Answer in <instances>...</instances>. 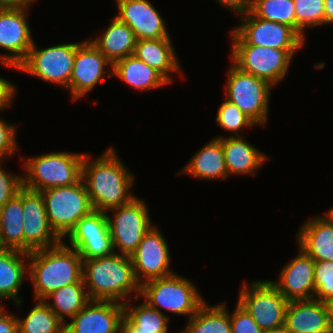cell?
Wrapping results in <instances>:
<instances>
[{"label":"cell","instance_id":"1","mask_svg":"<svg viewBox=\"0 0 333 333\" xmlns=\"http://www.w3.org/2000/svg\"><path fill=\"white\" fill-rule=\"evenodd\" d=\"M115 151L113 147L107 148L94 159L85 153L83 159L82 180L96 211L107 212L128 204L137 197L131 192L134 174L127 169Z\"/></svg>","mask_w":333,"mask_h":333},{"label":"cell","instance_id":"2","mask_svg":"<svg viewBox=\"0 0 333 333\" xmlns=\"http://www.w3.org/2000/svg\"><path fill=\"white\" fill-rule=\"evenodd\" d=\"M36 301L44 300L55 290L83 280V259L65 241L28 253V276Z\"/></svg>","mask_w":333,"mask_h":333},{"label":"cell","instance_id":"3","mask_svg":"<svg viewBox=\"0 0 333 333\" xmlns=\"http://www.w3.org/2000/svg\"><path fill=\"white\" fill-rule=\"evenodd\" d=\"M83 280L90 300L124 304L133 298L140 299V284L130 256L113 253L83 260Z\"/></svg>","mask_w":333,"mask_h":333},{"label":"cell","instance_id":"4","mask_svg":"<svg viewBox=\"0 0 333 333\" xmlns=\"http://www.w3.org/2000/svg\"><path fill=\"white\" fill-rule=\"evenodd\" d=\"M85 153L69 151L44 153L23 158V186L35 191L69 186L82 178Z\"/></svg>","mask_w":333,"mask_h":333},{"label":"cell","instance_id":"5","mask_svg":"<svg viewBox=\"0 0 333 333\" xmlns=\"http://www.w3.org/2000/svg\"><path fill=\"white\" fill-rule=\"evenodd\" d=\"M198 290L190 279L173 273L142 284L139 297L160 312L164 309L189 320L206 301Z\"/></svg>","mask_w":333,"mask_h":333},{"label":"cell","instance_id":"6","mask_svg":"<svg viewBox=\"0 0 333 333\" xmlns=\"http://www.w3.org/2000/svg\"><path fill=\"white\" fill-rule=\"evenodd\" d=\"M41 194L49 224L63 241L77 222L94 210L82 178L73 185L53 187Z\"/></svg>","mask_w":333,"mask_h":333},{"label":"cell","instance_id":"7","mask_svg":"<svg viewBox=\"0 0 333 333\" xmlns=\"http://www.w3.org/2000/svg\"><path fill=\"white\" fill-rule=\"evenodd\" d=\"M227 75L225 99L235 104L257 126H266L273 86L266 80L240 70L233 63Z\"/></svg>","mask_w":333,"mask_h":333},{"label":"cell","instance_id":"8","mask_svg":"<svg viewBox=\"0 0 333 333\" xmlns=\"http://www.w3.org/2000/svg\"><path fill=\"white\" fill-rule=\"evenodd\" d=\"M238 296L237 302L262 330L267 332L284 328L289 301L270 280L256 279L251 283L244 280Z\"/></svg>","mask_w":333,"mask_h":333},{"label":"cell","instance_id":"9","mask_svg":"<svg viewBox=\"0 0 333 333\" xmlns=\"http://www.w3.org/2000/svg\"><path fill=\"white\" fill-rule=\"evenodd\" d=\"M239 18V25L230 31L231 45H256L279 50H301L305 46L306 40L291 26L261 19L250 11Z\"/></svg>","mask_w":333,"mask_h":333},{"label":"cell","instance_id":"10","mask_svg":"<svg viewBox=\"0 0 333 333\" xmlns=\"http://www.w3.org/2000/svg\"><path fill=\"white\" fill-rule=\"evenodd\" d=\"M82 42H65L44 49L33 42L27 58L19 65V71L69 92L76 49Z\"/></svg>","mask_w":333,"mask_h":333},{"label":"cell","instance_id":"11","mask_svg":"<svg viewBox=\"0 0 333 333\" xmlns=\"http://www.w3.org/2000/svg\"><path fill=\"white\" fill-rule=\"evenodd\" d=\"M230 63L240 70L266 80L273 87L285 80L299 50H279L256 45H231Z\"/></svg>","mask_w":333,"mask_h":333},{"label":"cell","instance_id":"12","mask_svg":"<svg viewBox=\"0 0 333 333\" xmlns=\"http://www.w3.org/2000/svg\"><path fill=\"white\" fill-rule=\"evenodd\" d=\"M109 212H112L111 216ZM114 253L130 256L153 226L147 204L135 197L106 212ZM119 251V252H117Z\"/></svg>","mask_w":333,"mask_h":333},{"label":"cell","instance_id":"13","mask_svg":"<svg viewBox=\"0 0 333 333\" xmlns=\"http://www.w3.org/2000/svg\"><path fill=\"white\" fill-rule=\"evenodd\" d=\"M28 8L0 6V65L19 71L34 39L28 22Z\"/></svg>","mask_w":333,"mask_h":333},{"label":"cell","instance_id":"14","mask_svg":"<svg viewBox=\"0 0 333 333\" xmlns=\"http://www.w3.org/2000/svg\"><path fill=\"white\" fill-rule=\"evenodd\" d=\"M106 68V69H105ZM109 69V70H108ZM109 71L108 74H106ZM112 78V63L87 38L76 49L72 75L70 78V97L72 101L82 100L99 82Z\"/></svg>","mask_w":333,"mask_h":333},{"label":"cell","instance_id":"15","mask_svg":"<svg viewBox=\"0 0 333 333\" xmlns=\"http://www.w3.org/2000/svg\"><path fill=\"white\" fill-rule=\"evenodd\" d=\"M169 244L157 225L144 235L130 255L136 280L140 284L175 273L171 265Z\"/></svg>","mask_w":333,"mask_h":333},{"label":"cell","instance_id":"16","mask_svg":"<svg viewBox=\"0 0 333 333\" xmlns=\"http://www.w3.org/2000/svg\"><path fill=\"white\" fill-rule=\"evenodd\" d=\"M83 260L107 257L114 253L106 212L93 210L82 217L67 236Z\"/></svg>","mask_w":333,"mask_h":333},{"label":"cell","instance_id":"17","mask_svg":"<svg viewBox=\"0 0 333 333\" xmlns=\"http://www.w3.org/2000/svg\"><path fill=\"white\" fill-rule=\"evenodd\" d=\"M24 252L53 247L62 240L52 230L41 191L22 186Z\"/></svg>","mask_w":333,"mask_h":333},{"label":"cell","instance_id":"18","mask_svg":"<svg viewBox=\"0 0 333 333\" xmlns=\"http://www.w3.org/2000/svg\"><path fill=\"white\" fill-rule=\"evenodd\" d=\"M123 317V303L90 300L65 324V333H120Z\"/></svg>","mask_w":333,"mask_h":333},{"label":"cell","instance_id":"19","mask_svg":"<svg viewBox=\"0 0 333 333\" xmlns=\"http://www.w3.org/2000/svg\"><path fill=\"white\" fill-rule=\"evenodd\" d=\"M116 17L127 24L137 40L170 37L167 22L148 0H115Z\"/></svg>","mask_w":333,"mask_h":333},{"label":"cell","instance_id":"20","mask_svg":"<svg viewBox=\"0 0 333 333\" xmlns=\"http://www.w3.org/2000/svg\"><path fill=\"white\" fill-rule=\"evenodd\" d=\"M279 272L277 281L270 282L288 300H309L314 298V260L301 248Z\"/></svg>","mask_w":333,"mask_h":333},{"label":"cell","instance_id":"21","mask_svg":"<svg viewBox=\"0 0 333 333\" xmlns=\"http://www.w3.org/2000/svg\"><path fill=\"white\" fill-rule=\"evenodd\" d=\"M284 329L289 333H332L325 302L315 298L289 301Z\"/></svg>","mask_w":333,"mask_h":333},{"label":"cell","instance_id":"22","mask_svg":"<svg viewBox=\"0 0 333 333\" xmlns=\"http://www.w3.org/2000/svg\"><path fill=\"white\" fill-rule=\"evenodd\" d=\"M220 138L228 177L231 175H250L256 176L259 168L268 161L269 157L261 152L252 143L248 142L243 136H216Z\"/></svg>","mask_w":333,"mask_h":333},{"label":"cell","instance_id":"23","mask_svg":"<svg viewBox=\"0 0 333 333\" xmlns=\"http://www.w3.org/2000/svg\"><path fill=\"white\" fill-rule=\"evenodd\" d=\"M296 235V244L314 261H333V225L316 215L304 221Z\"/></svg>","mask_w":333,"mask_h":333},{"label":"cell","instance_id":"24","mask_svg":"<svg viewBox=\"0 0 333 333\" xmlns=\"http://www.w3.org/2000/svg\"><path fill=\"white\" fill-rule=\"evenodd\" d=\"M170 37L161 39H140L136 41L133 55L159 72L171 85L174 74L182 73V67L177 57Z\"/></svg>","mask_w":333,"mask_h":333},{"label":"cell","instance_id":"25","mask_svg":"<svg viewBox=\"0 0 333 333\" xmlns=\"http://www.w3.org/2000/svg\"><path fill=\"white\" fill-rule=\"evenodd\" d=\"M188 174L202 180L227 179L228 170L220 138H212L185 164L177 175Z\"/></svg>","mask_w":333,"mask_h":333},{"label":"cell","instance_id":"26","mask_svg":"<svg viewBox=\"0 0 333 333\" xmlns=\"http://www.w3.org/2000/svg\"><path fill=\"white\" fill-rule=\"evenodd\" d=\"M27 274V275H26ZM28 276V253L3 248L0 250V300H13L20 311L23 300L19 295ZM0 305H3L0 303Z\"/></svg>","mask_w":333,"mask_h":333},{"label":"cell","instance_id":"27","mask_svg":"<svg viewBox=\"0 0 333 333\" xmlns=\"http://www.w3.org/2000/svg\"><path fill=\"white\" fill-rule=\"evenodd\" d=\"M107 25L104 32L96 38L88 39L100 50V52L113 64L127 56L133 55L136 46V37L131 28L120 21L116 16Z\"/></svg>","mask_w":333,"mask_h":333},{"label":"cell","instance_id":"28","mask_svg":"<svg viewBox=\"0 0 333 333\" xmlns=\"http://www.w3.org/2000/svg\"><path fill=\"white\" fill-rule=\"evenodd\" d=\"M129 87L142 93L168 86L170 83L155 69L134 55L127 56L112 64V76Z\"/></svg>","mask_w":333,"mask_h":333},{"label":"cell","instance_id":"29","mask_svg":"<svg viewBox=\"0 0 333 333\" xmlns=\"http://www.w3.org/2000/svg\"><path fill=\"white\" fill-rule=\"evenodd\" d=\"M132 300L124 303L120 333H170V317L164 311L160 312L144 301L134 305Z\"/></svg>","mask_w":333,"mask_h":333},{"label":"cell","instance_id":"30","mask_svg":"<svg viewBox=\"0 0 333 333\" xmlns=\"http://www.w3.org/2000/svg\"><path fill=\"white\" fill-rule=\"evenodd\" d=\"M22 187L0 209V242L3 248L24 252Z\"/></svg>","mask_w":333,"mask_h":333},{"label":"cell","instance_id":"31","mask_svg":"<svg viewBox=\"0 0 333 333\" xmlns=\"http://www.w3.org/2000/svg\"><path fill=\"white\" fill-rule=\"evenodd\" d=\"M229 308L226 302L209 305L206 301L187 320L184 333H231Z\"/></svg>","mask_w":333,"mask_h":333},{"label":"cell","instance_id":"32","mask_svg":"<svg viewBox=\"0 0 333 333\" xmlns=\"http://www.w3.org/2000/svg\"><path fill=\"white\" fill-rule=\"evenodd\" d=\"M43 301L66 324L68 321L65 317L71 320L90 301V298L84 282H77L55 290Z\"/></svg>","mask_w":333,"mask_h":333},{"label":"cell","instance_id":"33","mask_svg":"<svg viewBox=\"0 0 333 333\" xmlns=\"http://www.w3.org/2000/svg\"><path fill=\"white\" fill-rule=\"evenodd\" d=\"M17 322L18 333H65V324L43 300H37L24 319L17 315Z\"/></svg>","mask_w":333,"mask_h":333},{"label":"cell","instance_id":"34","mask_svg":"<svg viewBox=\"0 0 333 333\" xmlns=\"http://www.w3.org/2000/svg\"><path fill=\"white\" fill-rule=\"evenodd\" d=\"M249 11L256 17L291 26L296 30L293 0H251Z\"/></svg>","mask_w":333,"mask_h":333},{"label":"cell","instance_id":"35","mask_svg":"<svg viewBox=\"0 0 333 333\" xmlns=\"http://www.w3.org/2000/svg\"><path fill=\"white\" fill-rule=\"evenodd\" d=\"M296 31L306 39L308 28L324 26V0H293Z\"/></svg>","mask_w":333,"mask_h":333},{"label":"cell","instance_id":"36","mask_svg":"<svg viewBox=\"0 0 333 333\" xmlns=\"http://www.w3.org/2000/svg\"><path fill=\"white\" fill-rule=\"evenodd\" d=\"M217 127L228 131L232 136H243L241 129L257 126L247 115H245L235 104L224 98L220 104L215 118Z\"/></svg>","mask_w":333,"mask_h":333},{"label":"cell","instance_id":"37","mask_svg":"<svg viewBox=\"0 0 333 333\" xmlns=\"http://www.w3.org/2000/svg\"><path fill=\"white\" fill-rule=\"evenodd\" d=\"M314 298L326 302L333 299V261H314Z\"/></svg>","mask_w":333,"mask_h":333},{"label":"cell","instance_id":"38","mask_svg":"<svg viewBox=\"0 0 333 333\" xmlns=\"http://www.w3.org/2000/svg\"><path fill=\"white\" fill-rule=\"evenodd\" d=\"M17 127L0 117V160L7 161L18 152Z\"/></svg>","mask_w":333,"mask_h":333},{"label":"cell","instance_id":"39","mask_svg":"<svg viewBox=\"0 0 333 333\" xmlns=\"http://www.w3.org/2000/svg\"><path fill=\"white\" fill-rule=\"evenodd\" d=\"M4 162L5 160H0V209L7 201L14 197L23 186L21 174L5 171L2 166Z\"/></svg>","mask_w":333,"mask_h":333},{"label":"cell","instance_id":"40","mask_svg":"<svg viewBox=\"0 0 333 333\" xmlns=\"http://www.w3.org/2000/svg\"><path fill=\"white\" fill-rule=\"evenodd\" d=\"M229 314L231 333H266L257 325L247 310L238 302L233 312H229Z\"/></svg>","mask_w":333,"mask_h":333},{"label":"cell","instance_id":"41","mask_svg":"<svg viewBox=\"0 0 333 333\" xmlns=\"http://www.w3.org/2000/svg\"><path fill=\"white\" fill-rule=\"evenodd\" d=\"M17 95L16 86L7 79L0 77V112L12 107Z\"/></svg>","mask_w":333,"mask_h":333},{"label":"cell","instance_id":"42","mask_svg":"<svg viewBox=\"0 0 333 333\" xmlns=\"http://www.w3.org/2000/svg\"><path fill=\"white\" fill-rule=\"evenodd\" d=\"M5 310L4 305H0V333H18L17 316Z\"/></svg>","mask_w":333,"mask_h":333},{"label":"cell","instance_id":"43","mask_svg":"<svg viewBox=\"0 0 333 333\" xmlns=\"http://www.w3.org/2000/svg\"><path fill=\"white\" fill-rule=\"evenodd\" d=\"M222 7L240 16L250 10L251 0H215Z\"/></svg>","mask_w":333,"mask_h":333},{"label":"cell","instance_id":"44","mask_svg":"<svg viewBox=\"0 0 333 333\" xmlns=\"http://www.w3.org/2000/svg\"><path fill=\"white\" fill-rule=\"evenodd\" d=\"M33 3H35V0H0V6L3 7H22L30 9Z\"/></svg>","mask_w":333,"mask_h":333},{"label":"cell","instance_id":"45","mask_svg":"<svg viewBox=\"0 0 333 333\" xmlns=\"http://www.w3.org/2000/svg\"><path fill=\"white\" fill-rule=\"evenodd\" d=\"M333 24V0H324V25Z\"/></svg>","mask_w":333,"mask_h":333},{"label":"cell","instance_id":"46","mask_svg":"<svg viewBox=\"0 0 333 333\" xmlns=\"http://www.w3.org/2000/svg\"><path fill=\"white\" fill-rule=\"evenodd\" d=\"M325 305H326L327 311H328L329 325H330L331 331L333 333V299L326 301Z\"/></svg>","mask_w":333,"mask_h":333},{"label":"cell","instance_id":"47","mask_svg":"<svg viewBox=\"0 0 333 333\" xmlns=\"http://www.w3.org/2000/svg\"><path fill=\"white\" fill-rule=\"evenodd\" d=\"M325 213V218L333 225V207L330 208L328 211H326Z\"/></svg>","mask_w":333,"mask_h":333},{"label":"cell","instance_id":"48","mask_svg":"<svg viewBox=\"0 0 333 333\" xmlns=\"http://www.w3.org/2000/svg\"><path fill=\"white\" fill-rule=\"evenodd\" d=\"M266 333H289L284 328L276 331H267Z\"/></svg>","mask_w":333,"mask_h":333}]
</instances>
